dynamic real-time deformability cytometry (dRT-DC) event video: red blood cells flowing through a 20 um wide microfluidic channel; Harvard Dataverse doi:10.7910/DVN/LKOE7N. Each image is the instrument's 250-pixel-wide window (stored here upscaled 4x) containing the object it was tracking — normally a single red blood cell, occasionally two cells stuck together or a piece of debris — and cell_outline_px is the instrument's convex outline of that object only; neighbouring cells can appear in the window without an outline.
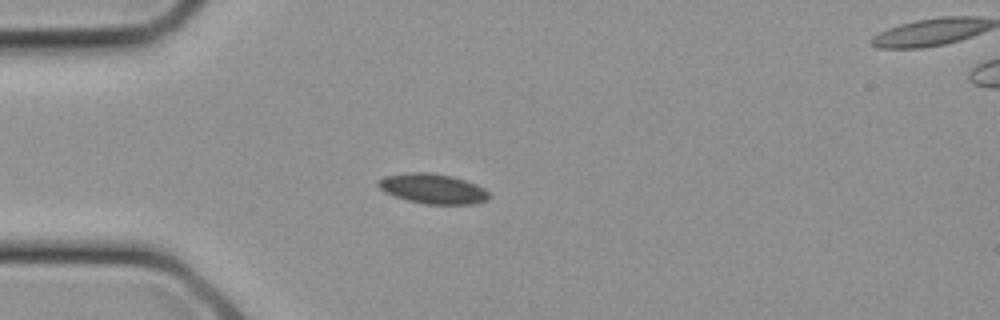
{"species": "common noctule bat (a hibernating species)", "species_latin": "Nyctalus noctula", "temperature_condition": "cold", "stored_images_in_passage": 10, "camera_frame_rate_fps": 3000, "um_per_image_px": 0.085, "animal": {"sex": "female", "body_mass_g": 21.9}, "frame": {"image": 1, "passage_image": 4, "time_ms": 1.0, "image_size_px": [1000, 320], "cell_outline_px": [[492, 196], [488, 200], [472, 204], [424, 204], [408, 200], [384, 192], [376, 184], [384, 176], [408, 172], [432, 172], [452, 176], [476, 184], [484, 188]], "centroid_in_image_um": [36.81, 16.03], "position_along_channel_um": 48.2, "area_um2": 19.42}}
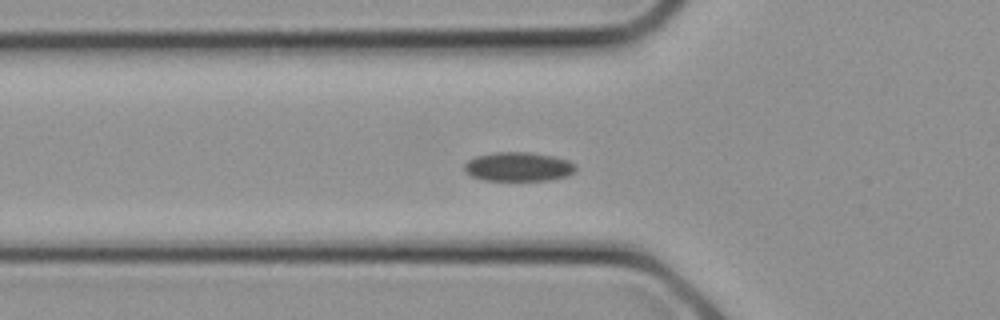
{"frame": {"image": 2, "passage_image": 6, "time_ms": 1.667, "image_size_px": [1000, 320], "cell_outline_px": [[576, 172], [568, 176], [548, 180], [484, 180], [472, 176], [464, 172], [464, 164], [468, 160], [476, 156], [492, 152], [532, 152], [552, 156], [568, 160], [576, 164]], "centroid_in_image_um": [44.07, 14.16], "position_along_channel_um": 81.7, "area_um2": 19.07}}
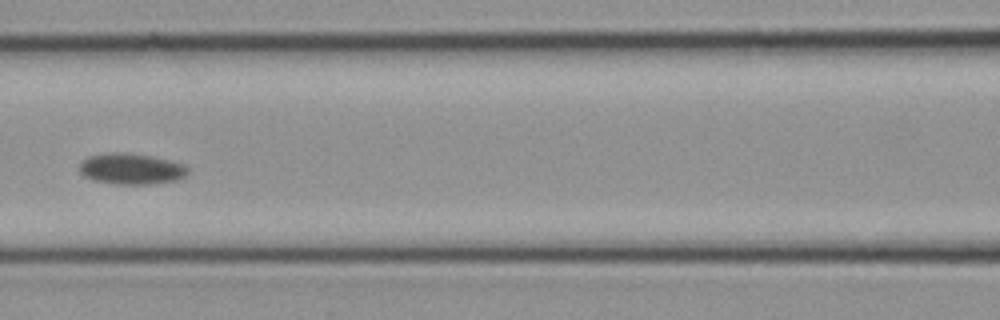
{"frame": {"image": 3, "passage_image": 9, "time_ms": 2.667, "image_size_px": [1000, 320], "cell_outline_px": [[188, 172], [184, 176], [176, 180], [152, 184], [116, 184], [92, 180], [84, 176], [80, 172], [80, 160], [88, 156], [108, 152], [128, 152], [152, 156], [184, 164], [188, 168]], "centroid_in_image_um": [11.12, 14.34], "position_along_channel_um": 155.5, "area_um2": 19.77}}